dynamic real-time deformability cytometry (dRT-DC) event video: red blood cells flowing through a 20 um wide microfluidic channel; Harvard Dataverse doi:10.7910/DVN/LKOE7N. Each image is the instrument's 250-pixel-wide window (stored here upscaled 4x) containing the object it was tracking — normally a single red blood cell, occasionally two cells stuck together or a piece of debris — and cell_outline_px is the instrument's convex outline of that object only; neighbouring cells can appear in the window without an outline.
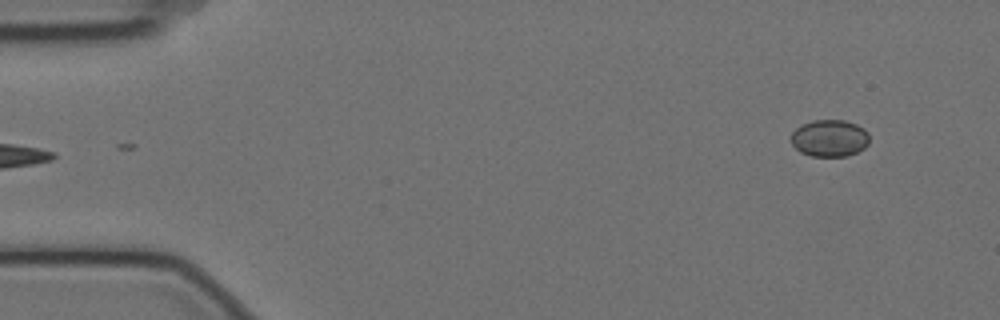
{"species": "Egyptian fruit bat (a non-hibernating species)", "species_latin": "Rousettus aegyptiacus", "temperature_condition": "cold", "stored_images_in_passage": 4, "camera_frame_rate_fps": 3000, "um_per_image_px": 0.085, "animal": {"sex": "female"}, "frame": {"image": 1, "passage_image": 4, "time_ms": 1.0, "image_size_px": [1000, 320], "cell_outline_px": [[868, 144], [864, 148], [848, 156], [812, 156], [800, 152], [792, 144], [792, 132], [800, 124], [812, 120], [844, 120], [856, 124], [864, 128], [868, 132]], "centroid_in_image_um": [70.51, 11.73], "position_along_channel_um": 14.5, "area_um2": 16.94}}